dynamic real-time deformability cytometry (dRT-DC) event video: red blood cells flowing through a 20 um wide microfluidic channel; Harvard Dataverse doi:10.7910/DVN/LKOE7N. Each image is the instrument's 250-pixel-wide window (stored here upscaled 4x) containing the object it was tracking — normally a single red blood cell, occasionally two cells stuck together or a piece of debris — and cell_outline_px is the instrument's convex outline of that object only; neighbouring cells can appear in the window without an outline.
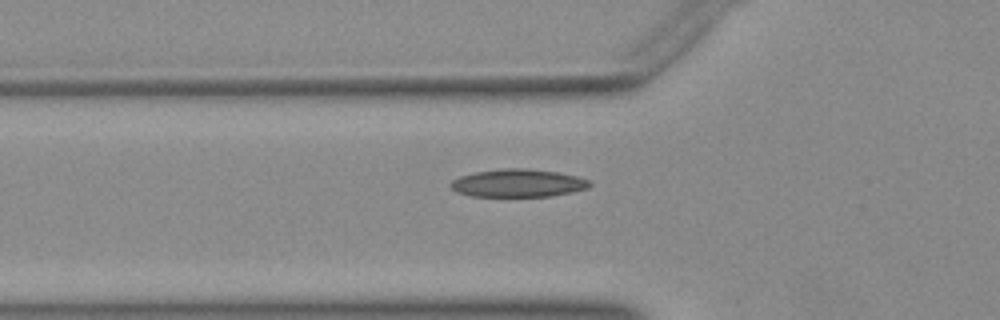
{"species": "Egyptian fruit bat (a non-hibernating species)", "species_latin": "Rousettus aegyptiacus", "temperature_condition": "warm", "stored_images_in_passage": 37, "camera_frame_rate_fps": 3000, "um_per_image_px": 0.085, "animal": {"sex": "female"}, "frame": {"image": 1, "passage_image": 5, "time_ms": 1.333, "image_size_px": [1000, 320], "cell_outline_px": [[592, 184], [588, 188], [572, 192], [552, 196], [472, 196], [456, 192], [448, 184], [452, 180], [460, 176], [472, 172], [504, 168], [524, 168], [556, 172], [576, 176], [592, 180]], "centroid_in_image_um": [44.03, 15.56], "position_along_channel_um": 81.8, "area_um2": 22.72}}
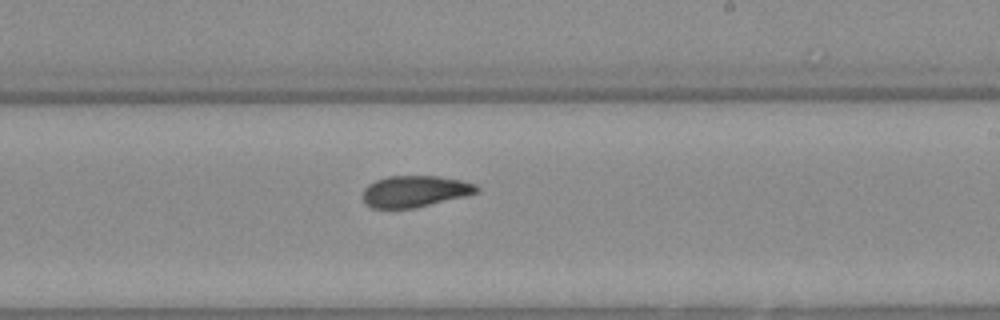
{"frame": {"image": 2, "passage_image": 18, "time_ms": 5.667, "image_size_px": [1000, 320], "cell_outline_px": [[480, 188], [476, 192], [464, 196], [416, 208], [372, 208], [364, 204], [364, 188], [368, 184], [376, 180], [388, 176], [436, 176], [460, 180], [476, 184]], "centroid_in_image_um": [35.24, 16.26], "position_along_channel_um": 253.8, "area_um2": 20.75}}
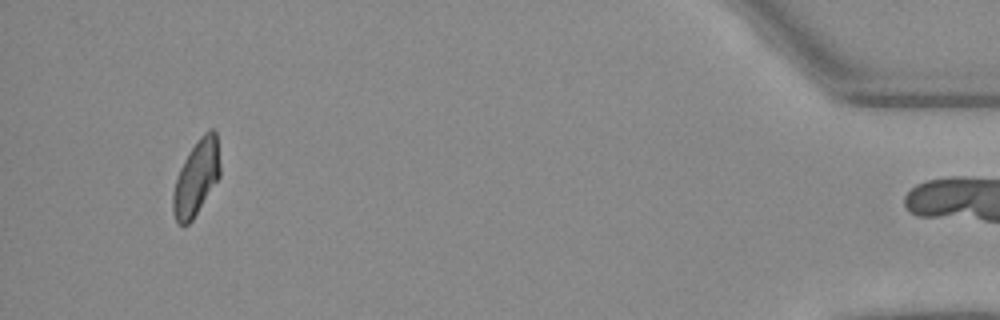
{"frame": {"image": 3, "passage_image": 36, "time_ms": 11.667, "image_size_px": [1000, 320], "cell_outline_px": [[220, 176], [192, 220], [188, 224], [176, 224], [172, 212], [172, 196], [176, 180], [180, 168], [184, 160], [200, 136], [204, 132], [212, 128], [216, 132], [220, 164]], "centroid_in_image_um": [16.68, 15.12], "position_along_channel_um": 418.5, "area_um2": 20.46}}